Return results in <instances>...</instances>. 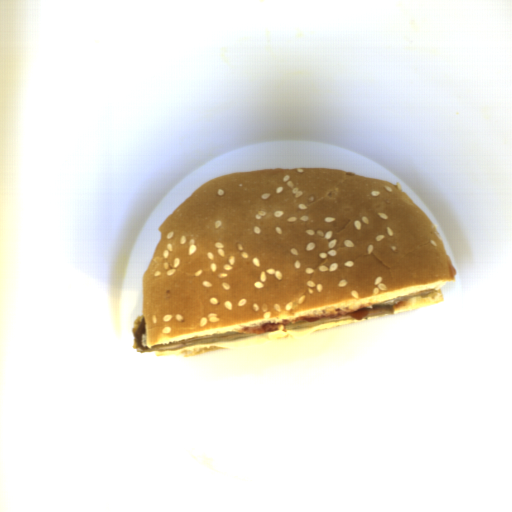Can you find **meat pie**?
Wrapping results in <instances>:
<instances>
[{
	"instance_id": "meat-pie-2",
	"label": "meat pie",
	"mask_w": 512,
	"mask_h": 512,
	"mask_svg": "<svg viewBox=\"0 0 512 512\" xmlns=\"http://www.w3.org/2000/svg\"><path fill=\"white\" fill-rule=\"evenodd\" d=\"M131 331L134 335L132 349L138 353L146 352L149 348L146 344V320L144 314L137 315L136 319L133 321Z\"/></svg>"
},
{
	"instance_id": "meat-pie-1",
	"label": "meat pie",
	"mask_w": 512,
	"mask_h": 512,
	"mask_svg": "<svg viewBox=\"0 0 512 512\" xmlns=\"http://www.w3.org/2000/svg\"><path fill=\"white\" fill-rule=\"evenodd\" d=\"M371 310H372V308L363 307V308H359L357 311H352L347 314L296 317L295 320H287L286 319L285 321L279 322V323H272L269 321L259 327H249V326L242 327L239 330H237V333L259 335V334H264L266 332L278 331V330H280V327H281V330H284L287 332L286 325L301 322L302 320H305L306 322L311 323V322H315L318 320H328V319H335V318L351 317L357 321H362L369 315Z\"/></svg>"
}]
</instances>
